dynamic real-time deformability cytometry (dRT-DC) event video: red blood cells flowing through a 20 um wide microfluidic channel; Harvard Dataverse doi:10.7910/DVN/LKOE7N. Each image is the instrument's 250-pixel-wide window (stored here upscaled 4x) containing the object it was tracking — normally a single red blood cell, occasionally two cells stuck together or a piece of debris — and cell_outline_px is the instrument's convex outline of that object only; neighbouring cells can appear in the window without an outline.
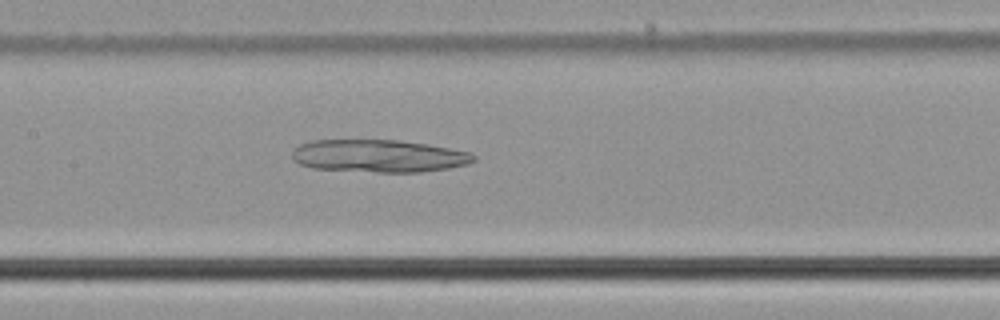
{"species": "common noctule bat (a hibernating species)", "species_latin": "Nyctalus noctula", "temperature_condition": "cold", "stored_images_in_passage": 49, "camera_frame_rate_fps": 3000, "um_per_image_px": 0.085, "animal": {"sex": "male", "body_mass_g": 21.5, "forearm_length_mm": 52.0}, "frame": {"image": 1, "passage_image": 21, "time_ms": 6.667, "image_size_px": [1000, 320], "cell_outline_px": [[476, 160], [468, 164], [448, 168], [420, 172], [376, 172], [312, 168], [300, 164], [292, 160], [292, 152], [300, 144], [312, 140], [400, 140], [428, 144], [468, 152], [476, 156]], "centroid_in_image_um": [32.18, 13.26], "position_along_channel_um": 175.2, "area_um2": 34.51}}
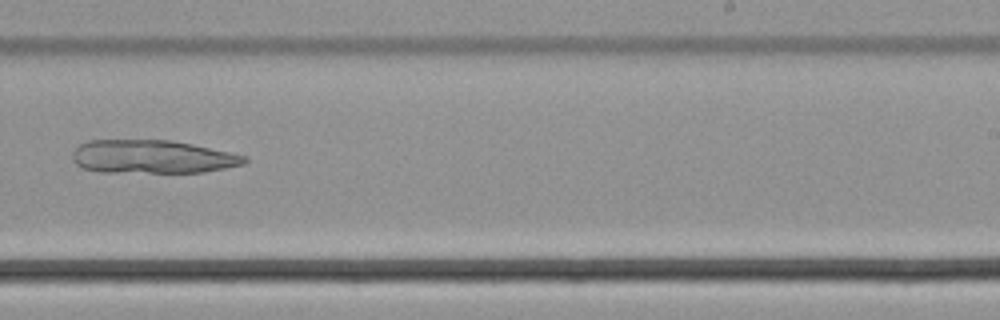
{"frame": {"image": 2, "passage_image": 29, "time_ms": 9.333, "image_size_px": [1000, 320], "cell_outline_px": [[248, 160], [244, 164], [204, 172], [100, 172], [84, 168], [76, 164], [72, 160], [72, 152], [80, 144], [88, 140], [172, 140], [192, 144], [248, 156]], "centroid_in_image_um": [12.93, 13.32], "position_along_channel_um": 276.1, "area_um2": 33.47}}
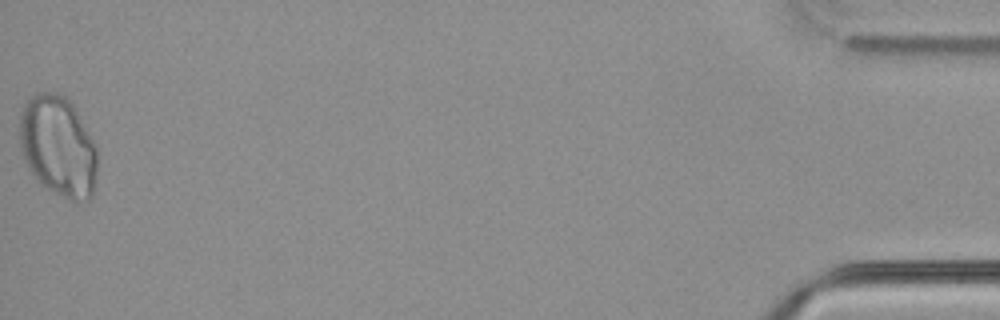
{"frame": {"image": 3, "passage_image": 49, "time_ms": 16.0, "image_size_px": [1000, 320], "cell_outline_px": [[96, 172], [92, 196], [88, 200], [76, 204], [44, 188], [36, 180], [28, 168], [24, 160], [20, 148], [20, 112], [24, 104], [36, 92], [60, 92], [68, 96], [92, 140], [96, 148]], "centroid_in_image_um": [4.92, 12.46], "position_along_channel_um": 430.3, "area_um2": 46.12}}